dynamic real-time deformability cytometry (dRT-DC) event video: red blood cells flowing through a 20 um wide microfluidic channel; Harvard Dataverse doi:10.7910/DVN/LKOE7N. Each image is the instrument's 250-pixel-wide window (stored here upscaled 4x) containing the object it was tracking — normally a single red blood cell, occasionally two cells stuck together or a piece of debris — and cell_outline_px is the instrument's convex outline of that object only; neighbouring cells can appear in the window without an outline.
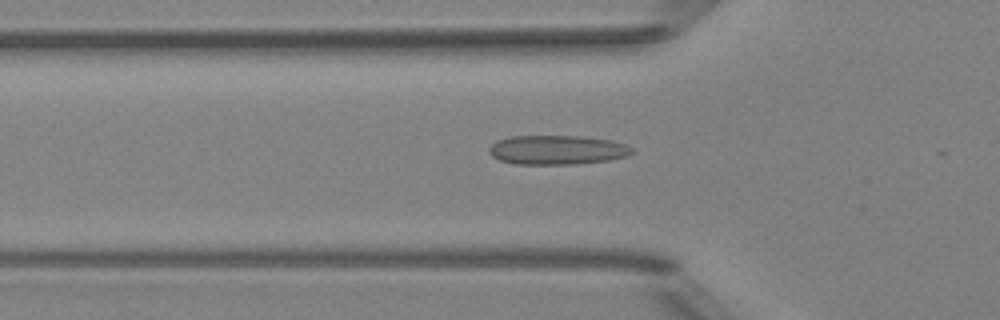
{"species": "Egyptian fruit bat (a non-hibernating species)", "species_latin": "Rousettus aegyptiacus", "temperature_condition": "room temperature", "stored_images_in_passage": 52, "camera_frame_rate_fps": 3000, "um_per_image_px": 0.085, "animal": {"sex": "female"}, "frame": {"image": 1, "passage_image": 18, "time_ms": 5.667, "image_size_px": [1000, 320], "cell_outline_px": [[632, 152], [628, 156], [608, 160], [576, 164], [516, 164], [500, 160], [492, 156], [488, 152], [488, 148], [496, 140], [512, 136], [584, 136], [608, 140], [624, 144], [632, 148]], "centroid_in_image_um": [47.32, 12.74], "position_along_channel_um": 78.5, "area_um2": 24.33}}
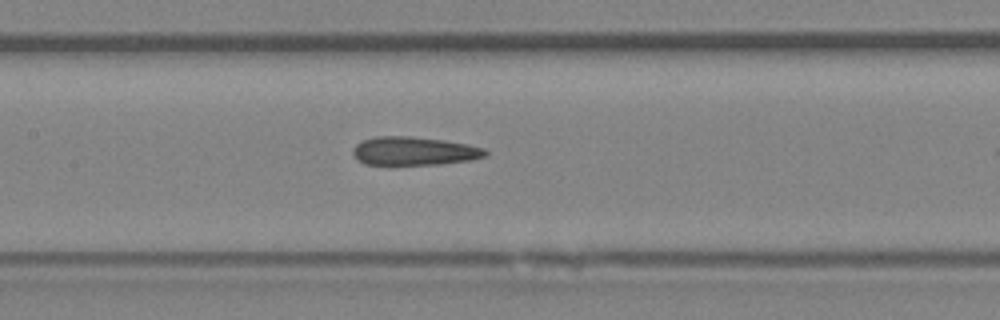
{"frame": {"image": 2, "passage_image": 25, "time_ms": 8.0, "image_size_px": [1000, 320], "cell_outline_px": [[488, 152], [484, 156], [472, 160], [440, 164], [364, 164], [356, 160], [352, 152], [352, 148], [356, 144], [364, 140], [376, 136], [412, 136], [444, 140], [468, 144], [484, 148]], "centroid_in_image_um": [35.18, 12.83], "position_along_channel_um": 172.2, "area_um2": 22.02}}
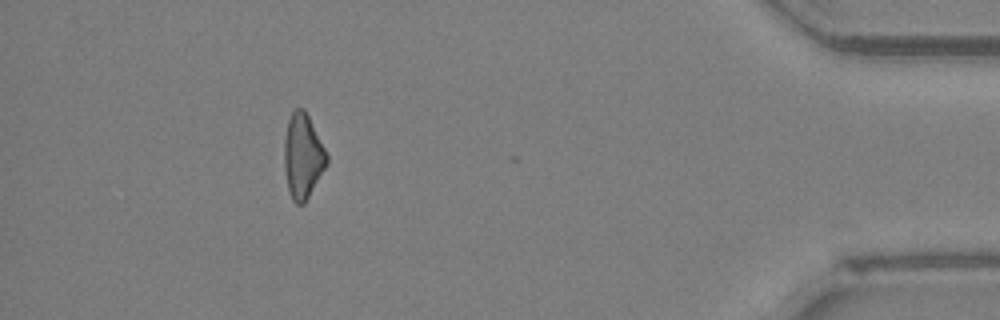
{"frame": {"image": 3, "passage_image": 47, "time_ms": 15.333, "image_size_px": [1000, 320], "cell_outline_px": [[328, 164], [304, 204], [296, 204], [292, 200], [288, 192], [284, 168], [284, 136], [288, 120], [292, 112], [296, 108], [304, 108], [328, 156]], "centroid_in_image_um": [25.72, 13.3], "position_along_channel_um": 409.5, "area_um2": 21.04}, "authors_computed_cell_mechanics": {"area_um2": 22.4842, "velocity_mm_per_s": 4.0127, "shape_relaxation_time_tau1_ms": null, "shape_relaxation_time_tau2_ms": 4.1957, "deformation_change_tau1": null, "deformation_change_tau2": 0.1531}}